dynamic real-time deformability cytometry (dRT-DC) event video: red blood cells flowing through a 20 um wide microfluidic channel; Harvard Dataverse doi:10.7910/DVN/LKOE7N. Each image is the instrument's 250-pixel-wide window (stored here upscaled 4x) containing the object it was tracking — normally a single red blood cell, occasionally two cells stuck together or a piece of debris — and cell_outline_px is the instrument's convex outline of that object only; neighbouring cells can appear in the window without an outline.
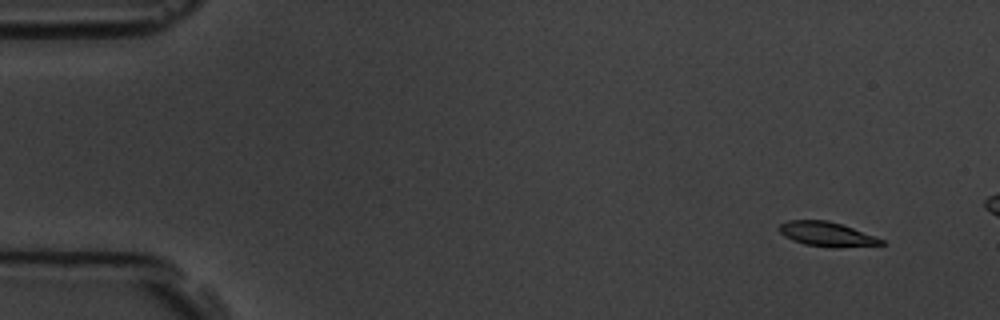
{"species": "common noctule bat (a hibernating species)", "species_latin": "Nyctalus noctula", "temperature_condition": "room temperature", "stored_images_in_passage": 4, "camera_frame_rate_fps": 3000, "um_per_image_px": 0.085, "animal": {"sex": "male", "body_mass_g": 19.5, "forearm_length_mm": 54.6}, "frame": {"image": 1, "passage_image": 1, "time_ms": 0.0, "image_size_px": [1000, 320], "cell_outline_px": [[884, 244], [832, 248], [804, 244], [792, 240], [784, 236], [776, 228], [780, 224], [788, 220], [828, 220], [876, 236], [884, 240]], "centroid_in_image_um": [70.24, 19.9], "position_along_channel_um": 14.8, "area_um2": 14.57}}